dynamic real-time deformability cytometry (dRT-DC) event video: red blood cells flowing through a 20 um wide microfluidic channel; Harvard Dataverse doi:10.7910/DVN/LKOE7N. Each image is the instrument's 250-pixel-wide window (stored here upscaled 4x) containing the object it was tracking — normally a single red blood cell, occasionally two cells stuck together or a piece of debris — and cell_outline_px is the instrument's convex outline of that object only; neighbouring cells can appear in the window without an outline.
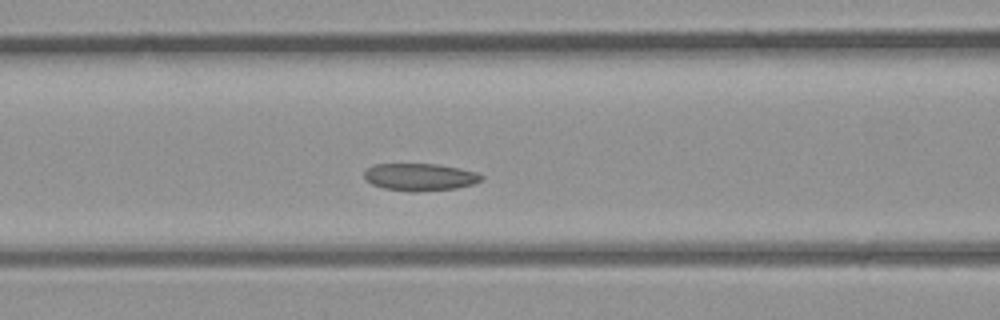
{"species": "common noctule bat (a hibernating species)", "species_latin": "Nyctalus noctula", "temperature_condition": "room temperature", "stored_images_in_passage": 33, "camera_frame_rate_fps": 3000, "um_per_image_px": 0.085, "animal": {"sex": "male", "body_mass_g": 23.1, "forearm_length_mm": 52.7}, "frame": {"image": 1, "passage_image": 9, "time_ms": 2.667, "image_size_px": [1000, 320], "cell_outline_px": [[484, 180], [472, 184], [456, 188], [416, 192], [412, 192], [384, 188], [372, 184], [364, 176], [364, 172], [368, 168], [376, 164], [440, 164], [460, 168], [476, 172], [484, 176]], "centroid_in_image_um": [35.74, 15.04], "position_along_channel_um": 130.9, "area_um2": 18.67}}
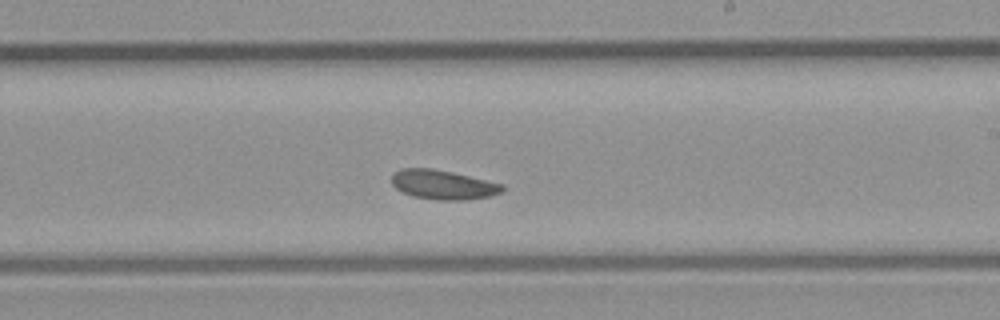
{"frame": {"image": 2, "passage_image": 16, "time_ms": 5.0, "image_size_px": [1000, 320], "cell_outline_px": [[504, 192], [488, 196], [468, 200], [436, 200], [412, 196], [396, 188], [392, 184], [392, 176], [400, 168], [432, 168], [452, 172], [504, 184]], "centroid_in_image_um": [37.68, 15.7], "position_along_channel_um": 251.3, "area_um2": 18.96}}
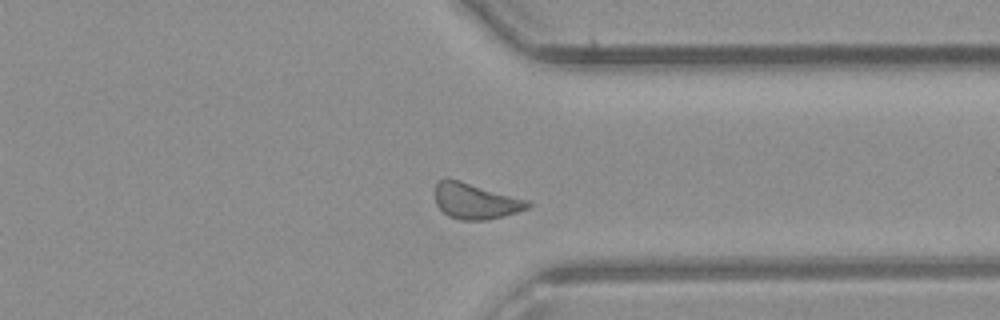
{"frame": {"image": 3, "passage_image": 23, "time_ms": 7.333, "image_size_px": [1000, 320], "cell_outline_px": [[532, 204], [528, 208], [516, 212], [484, 220], [460, 220], [448, 216], [436, 204], [436, 184], [440, 180], [460, 180], [532, 200]], "centroid_in_image_um": [40.47, 17.09], "position_along_channel_um": 370.9, "area_um2": 19.25}}